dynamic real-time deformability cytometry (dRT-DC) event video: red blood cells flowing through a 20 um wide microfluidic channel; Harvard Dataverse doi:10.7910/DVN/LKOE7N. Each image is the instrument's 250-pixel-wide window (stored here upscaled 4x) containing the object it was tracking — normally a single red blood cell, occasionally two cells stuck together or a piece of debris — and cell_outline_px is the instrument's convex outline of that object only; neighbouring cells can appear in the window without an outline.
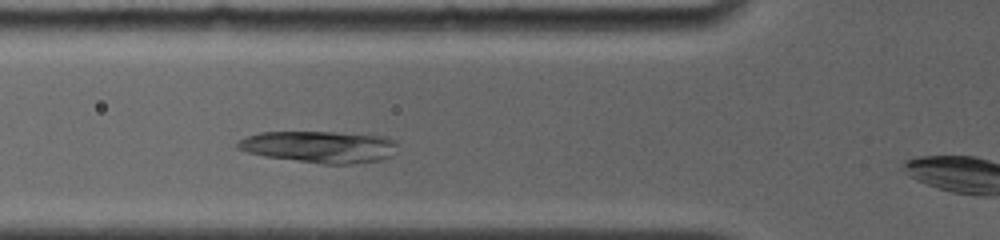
{"species": "common noctule bat (a hibernating species)", "species_latin": "Nyctalus noctula", "temperature_condition": "room temperature", "stored_images_in_passage": 9, "camera_frame_rate_fps": 4000, "um_per_image_px": 0.085, "animal": {"sex": "female", "body_mass_g": 19.0, "forearm_length_mm": 56.7}, "frame": {"image": 1, "passage_image": 7, "time_ms": 3.0, "image_size_px": [1000, 240], "cell_outline_px": [[396, 144], [392, 156], [384, 160], [348, 164], [324, 164], [264, 156], [248, 152], [236, 148], [236, 144], [240, 140], [248, 136], [260, 132], [332, 132], [384, 136], [396, 140]], "centroid_in_image_um": [27.18, 12.48], "position_along_channel_um": 98.6, "area_um2": 29.54}}
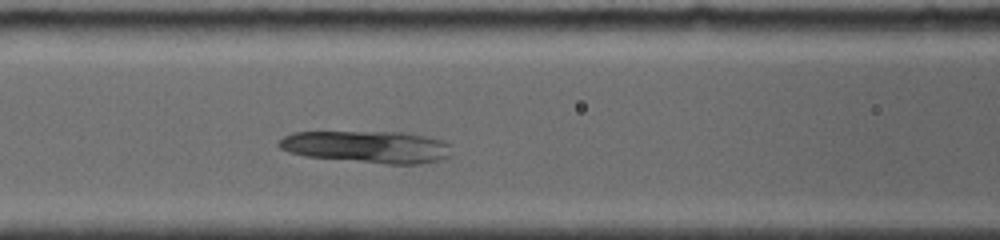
{"frame": {"image": 2, "passage_image": 9, "time_ms": 4.0, "image_size_px": [1000, 240], "cell_outline_px": [[448, 156], [440, 160], [420, 164], [388, 164], [304, 156], [288, 152], [280, 148], [276, 144], [284, 136], [292, 132], [404, 132], [428, 136], [444, 140], [448, 144]], "centroid_in_image_um": [31.19, 12.47], "position_along_channel_um": 135.4, "area_um2": 32.31}}